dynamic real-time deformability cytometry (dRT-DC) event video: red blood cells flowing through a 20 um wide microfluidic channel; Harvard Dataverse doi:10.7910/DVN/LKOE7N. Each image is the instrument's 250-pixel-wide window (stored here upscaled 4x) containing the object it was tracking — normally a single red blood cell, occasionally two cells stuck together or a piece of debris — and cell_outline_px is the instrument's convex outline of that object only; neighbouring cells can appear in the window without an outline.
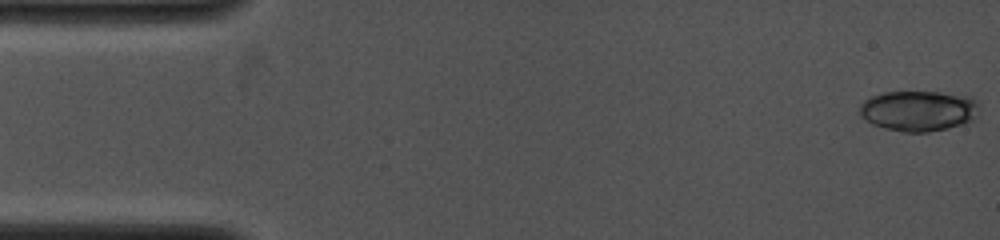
{"species": "common noctule bat (a hibernating species)", "species_latin": "Nyctalus noctula", "temperature_condition": "cold", "stored_images_in_passage": 4, "camera_frame_rate_fps": 4000, "um_per_image_px": 0.085, "animal": {"sex": "female", "body_mass_g": 19.0, "forearm_length_mm": 53.3}, "frame": {"image": 1, "passage_image": 1, "time_ms": 0.0, "image_size_px": [1000, 240], "cell_outline_px": [[980, 108], [976, 116], [972, 120], [948, 128], [928, 132], [904, 132], [884, 128], [872, 124], [860, 116], [860, 104], [864, 100], [872, 96], [884, 92], [940, 92], [972, 96], [976, 100]], "centroid_in_image_um": [78.08, 9.41], "position_along_channel_um": 6.9, "area_um2": 28.38}}
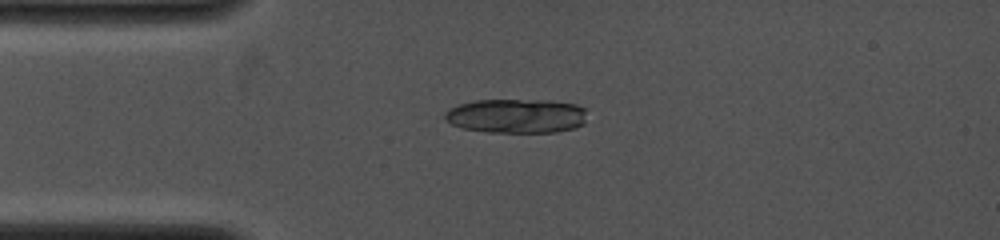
{"frame": {"image": 2, "passage_image": 4, "time_ms": 3.25, "image_size_px": [1000, 240], "cell_outline_px": [[584, 124], [576, 128], [556, 132], [488, 132], [464, 128], [452, 124], [444, 120], [444, 112], [448, 108], [460, 104], [476, 100], [544, 100], [576, 104], [584, 108]], "centroid_in_image_um": [43.87, 9.85], "position_along_channel_um": 41.1, "area_um2": 28.44}}